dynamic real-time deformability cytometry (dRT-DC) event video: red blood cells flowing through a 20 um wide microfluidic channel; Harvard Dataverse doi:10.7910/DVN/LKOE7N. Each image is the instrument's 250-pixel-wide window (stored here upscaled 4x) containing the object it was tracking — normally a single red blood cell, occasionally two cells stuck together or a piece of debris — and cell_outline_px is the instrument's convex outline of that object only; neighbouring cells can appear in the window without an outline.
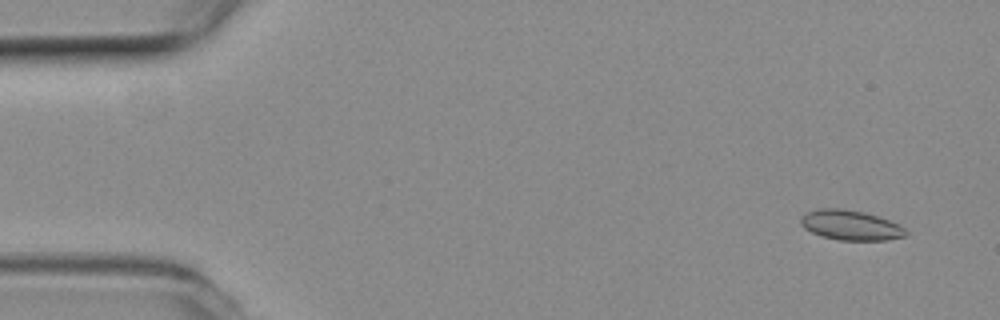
{"species": "common noctule bat (a hibernating species)", "species_latin": "Nyctalus noctula", "temperature_condition": "room temperature", "stored_images_in_passage": 4, "camera_frame_rate_fps": 3000, "um_per_image_px": 0.085, "animal": {"sex": "female", "body_mass_g": 19.3, "forearm_length_mm": 54.1}, "frame": {"image": 1, "passage_image": 1, "time_ms": 0.0, "image_size_px": [1000, 320], "cell_outline_px": [[908, 232], [904, 236], [888, 240], [840, 240], [824, 236], [812, 232], [804, 228], [800, 224], [800, 216], [816, 208], [844, 208], [864, 212], [888, 220], [904, 228]], "centroid_in_image_um": [72.26, 19.13], "position_along_channel_um": 12.7, "area_um2": 18.21}}
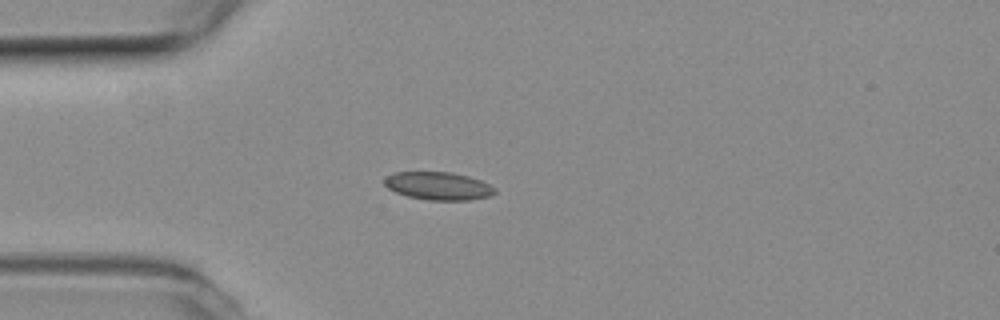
{"frame": {"image": 2, "passage_image": 4, "time_ms": 1.0, "image_size_px": [1000, 320], "cell_outline_px": [[496, 192], [492, 196], [468, 200], [428, 200], [408, 196], [396, 192], [388, 188], [384, 184], [384, 176], [392, 172], [452, 172], [468, 176], [480, 180], [496, 188]], "centroid_in_image_um": [37.25, 15.8], "position_along_channel_um": 47.8, "area_um2": 18.09}}